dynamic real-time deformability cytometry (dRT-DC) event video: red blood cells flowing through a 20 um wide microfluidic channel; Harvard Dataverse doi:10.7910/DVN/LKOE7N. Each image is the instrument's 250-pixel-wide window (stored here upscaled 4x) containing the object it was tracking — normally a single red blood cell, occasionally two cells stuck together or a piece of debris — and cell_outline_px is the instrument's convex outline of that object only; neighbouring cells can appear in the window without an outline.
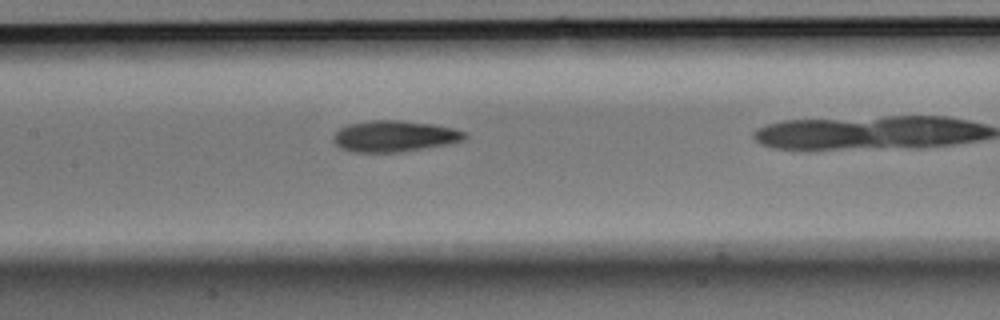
{"species": "Egyptian fruit bat (a non-hibernating species)", "species_latin": "Rousettus aegyptiacus", "temperature_condition": "room temperature", "stored_images_in_passage": 38, "camera_frame_rate_fps": 3000, "um_per_image_px": 0.085, "animal": {"sex": "male"}, "frame": {"image": 1, "passage_image": 21, "time_ms": 6.667, "image_size_px": [1000, 320], "cell_outline_px": [[468, 136], [464, 140], [448, 144], [400, 152], [352, 152], [340, 148], [332, 140], [332, 136], [340, 128], [348, 124], [372, 120], [400, 120], [432, 124], [452, 128], [468, 132]], "centroid_in_image_um": [33.52, 11.58], "position_along_channel_um": 173.9, "area_um2": 23.99}}
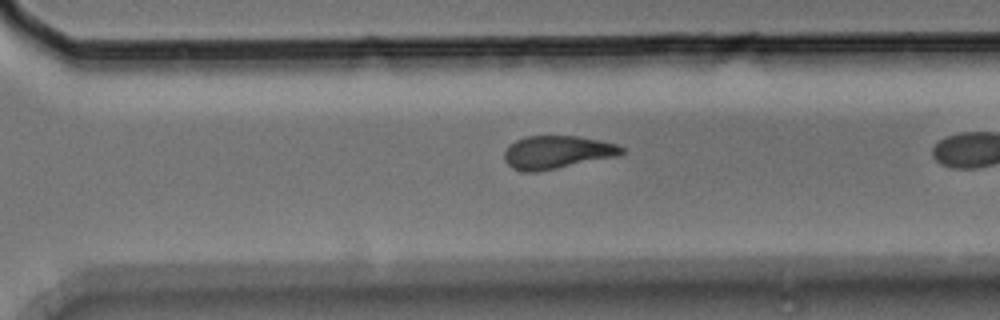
{"frame": {"image": 2, "passage_image": 33, "time_ms": 10.667, "image_size_px": [1000, 320], "cell_outline_px": [[624, 152], [620, 156], [536, 172], [524, 172], [512, 168], [504, 160], [504, 152], [516, 140], [528, 136], [580, 136], [600, 140], [616, 144], [624, 148]], "centroid_in_image_um": [47.38, 12.94], "position_along_channel_um": 323.2, "area_um2": 22.6}}
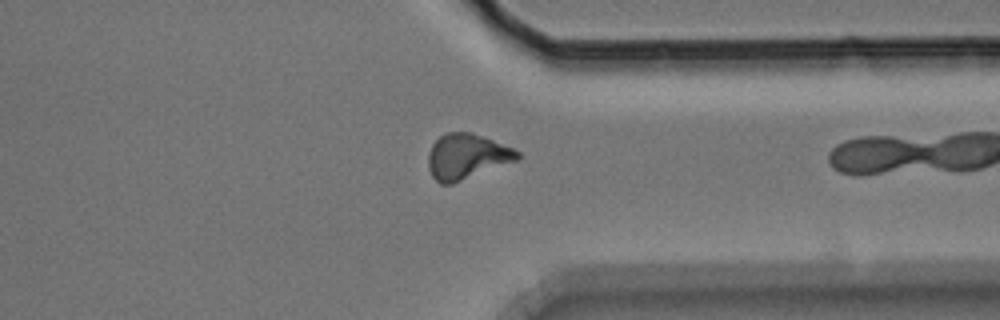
{"frame": {"image": 3, "passage_image": 37, "time_ms": 12.0, "image_size_px": [1000, 320], "cell_outline_px": [[520, 160], [452, 184], [440, 184], [432, 176], [428, 168], [428, 152], [432, 144], [444, 132], [472, 132], [512, 148], [520, 152]], "centroid_in_image_um": [39.67, 13.31], "position_along_channel_um": 371.7, "area_um2": 23.76}}